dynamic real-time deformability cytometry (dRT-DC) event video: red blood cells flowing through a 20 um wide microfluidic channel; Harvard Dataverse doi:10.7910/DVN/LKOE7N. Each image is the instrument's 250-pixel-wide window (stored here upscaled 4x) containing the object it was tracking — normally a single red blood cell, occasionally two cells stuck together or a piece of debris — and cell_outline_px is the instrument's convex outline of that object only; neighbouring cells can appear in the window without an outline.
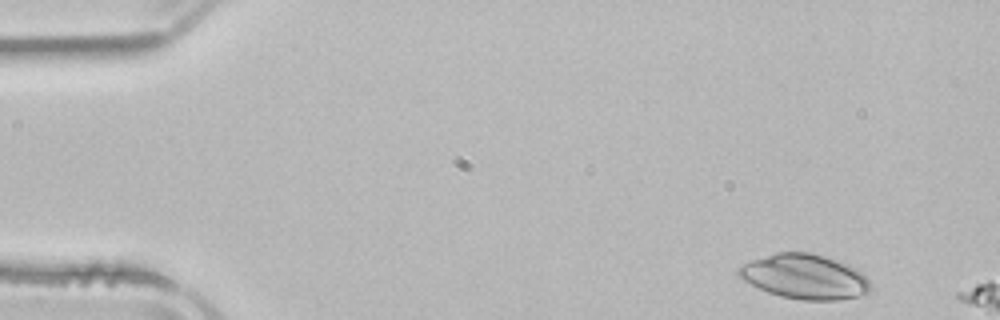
{"species": "common noctule bat (a hibernating species)", "species_latin": "Nyctalus noctula", "temperature_condition": "room temperature", "stored_images_in_passage": 2, "camera_frame_rate_fps": 3000, "um_per_image_px": 0.085, "animal": {"sex": "male", "body_mass_g": 21.5, "forearm_length_mm": 52.0}, "frame": {"image": 1, "passage_image": 1, "time_ms": 0.0, "image_size_px": [1000, 320], "cell_outline_px": [[868, 292], [856, 296], [836, 300], [800, 300], [780, 296], [768, 292], [744, 280], [736, 272], [736, 268], [752, 260], [776, 252], [808, 252], [856, 268], [868, 280]], "centroid_in_image_um": [68.34, 23.52], "position_along_channel_um": 16.7, "area_um2": 33.58}}